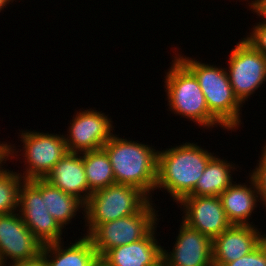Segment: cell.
I'll return each instance as SVG.
<instances>
[{
  "label": "cell",
  "mask_w": 266,
  "mask_h": 266,
  "mask_svg": "<svg viewBox=\"0 0 266 266\" xmlns=\"http://www.w3.org/2000/svg\"><path fill=\"white\" fill-rule=\"evenodd\" d=\"M178 204L184 214L182 221L211 240L232 225L219 196H186Z\"/></svg>",
  "instance_id": "obj_12"
},
{
  "label": "cell",
  "mask_w": 266,
  "mask_h": 266,
  "mask_svg": "<svg viewBox=\"0 0 266 266\" xmlns=\"http://www.w3.org/2000/svg\"><path fill=\"white\" fill-rule=\"evenodd\" d=\"M21 175L13 170H0V215L18 211Z\"/></svg>",
  "instance_id": "obj_22"
},
{
  "label": "cell",
  "mask_w": 266,
  "mask_h": 266,
  "mask_svg": "<svg viewBox=\"0 0 266 266\" xmlns=\"http://www.w3.org/2000/svg\"><path fill=\"white\" fill-rule=\"evenodd\" d=\"M3 266H47V265L43 255L40 254L36 258L30 260L10 263L8 265H3Z\"/></svg>",
  "instance_id": "obj_27"
},
{
  "label": "cell",
  "mask_w": 266,
  "mask_h": 266,
  "mask_svg": "<svg viewBox=\"0 0 266 266\" xmlns=\"http://www.w3.org/2000/svg\"><path fill=\"white\" fill-rule=\"evenodd\" d=\"M249 184L233 182L219 195L226 217L232 225H253L249 220L261 203L257 183L249 173ZM246 184V185H245Z\"/></svg>",
  "instance_id": "obj_16"
},
{
  "label": "cell",
  "mask_w": 266,
  "mask_h": 266,
  "mask_svg": "<svg viewBox=\"0 0 266 266\" xmlns=\"http://www.w3.org/2000/svg\"><path fill=\"white\" fill-rule=\"evenodd\" d=\"M213 156L207 163L193 191L187 196H219L233 181L236 164ZM232 171V172H231Z\"/></svg>",
  "instance_id": "obj_19"
},
{
  "label": "cell",
  "mask_w": 266,
  "mask_h": 266,
  "mask_svg": "<svg viewBox=\"0 0 266 266\" xmlns=\"http://www.w3.org/2000/svg\"><path fill=\"white\" fill-rule=\"evenodd\" d=\"M10 2L13 3L12 0H0V12L4 10V8H7L6 6L9 5Z\"/></svg>",
  "instance_id": "obj_29"
},
{
  "label": "cell",
  "mask_w": 266,
  "mask_h": 266,
  "mask_svg": "<svg viewBox=\"0 0 266 266\" xmlns=\"http://www.w3.org/2000/svg\"><path fill=\"white\" fill-rule=\"evenodd\" d=\"M42 196L48 212L63 229L72 222L77 212H85V203L81 199L65 193L45 179H42Z\"/></svg>",
  "instance_id": "obj_20"
},
{
  "label": "cell",
  "mask_w": 266,
  "mask_h": 266,
  "mask_svg": "<svg viewBox=\"0 0 266 266\" xmlns=\"http://www.w3.org/2000/svg\"><path fill=\"white\" fill-rule=\"evenodd\" d=\"M249 9L261 17V21L253 25L251 32L246 37H243L255 50L259 51L266 57V19L262 17L249 3Z\"/></svg>",
  "instance_id": "obj_23"
},
{
  "label": "cell",
  "mask_w": 266,
  "mask_h": 266,
  "mask_svg": "<svg viewBox=\"0 0 266 266\" xmlns=\"http://www.w3.org/2000/svg\"><path fill=\"white\" fill-rule=\"evenodd\" d=\"M4 143H5V141H4V142H1V141H0V147H1Z\"/></svg>",
  "instance_id": "obj_33"
},
{
  "label": "cell",
  "mask_w": 266,
  "mask_h": 266,
  "mask_svg": "<svg viewBox=\"0 0 266 266\" xmlns=\"http://www.w3.org/2000/svg\"><path fill=\"white\" fill-rule=\"evenodd\" d=\"M214 153L197 143L185 142L179 146L158 150L156 189H164L178 203L189 195L202 176Z\"/></svg>",
  "instance_id": "obj_1"
},
{
  "label": "cell",
  "mask_w": 266,
  "mask_h": 266,
  "mask_svg": "<svg viewBox=\"0 0 266 266\" xmlns=\"http://www.w3.org/2000/svg\"><path fill=\"white\" fill-rule=\"evenodd\" d=\"M41 254L47 266H95L100 260L92 241L84 234L68 247L63 240L44 244Z\"/></svg>",
  "instance_id": "obj_18"
},
{
  "label": "cell",
  "mask_w": 266,
  "mask_h": 266,
  "mask_svg": "<svg viewBox=\"0 0 266 266\" xmlns=\"http://www.w3.org/2000/svg\"><path fill=\"white\" fill-rule=\"evenodd\" d=\"M164 76L167 106L172 113L195 122L204 129L222 127L229 131L208 109L205 96L195 75L173 56Z\"/></svg>",
  "instance_id": "obj_3"
},
{
  "label": "cell",
  "mask_w": 266,
  "mask_h": 266,
  "mask_svg": "<svg viewBox=\"0 0 266 266\" xmlns=\"http://www.w3.org/2000/svg\"><path fill=\"white\" fill-rule=\"evenodd\" d=\"M247 2L262 16L266 19V0H251Z\"/></svg>",
  "instance_id": "obj_28"
},
{
  "label": "cell",
  "mask_w": 266,
  "mask_h": 266,
  "mask_svg": "<svg viewBox=\"0 0 266 266\" xmlns=\"http://www.w3.org/2000/svg\"><path fill=\"white\" fill-rule=\"evenodd\" d=\"M227 64L229 82L243 104L266 82V57L241 38L232 48Z\"/></svg>",
  "instance_id": "obj_8"
},
{
  "label": "cell",
  "mask_w": 266,
  "mask_h": 266,
  "mask_svg": "<svg viewBox=\"0 0 266 266\" xmlns=\"http://www.w3.org/2000/svg\"><path fill=\"white\" fill-rule=\"evenodd\" d=\"M173 250L162 247L165 266H213L212 240L181 221Z\"/></svg>",
  "instance_id": "obj_13"
},
{
  "label": "cell",
  "mask_w": 266,
  "mask_h": 266,
  "mask_svg": "<svg viewBox=\"0 0 266 266\" xmlns=\"http://www.w3.org/2000/svg\"><path fill=\"white\" fill-rule=\"evenodd\" d=\"M18 150L19 149H17L16 151V146H14V144L11 143L8 144L7 142H5L0 147V170L3 169L4 163L6 164V161L17 157L19 152Z\"/></svg>",
  "instance_id": "obj_26"
},
{
  "label": "cell",
  "mask_w": 266,
  "mask_h": 266,
  "mask_svg": "<svg viewBox=\"0 0 266 266\" xmlns=\"http://www.w3.org/2000/svg\"><path fill=\"white\" fill-rule=\"evenodd\" d=\"M151 200L140 212L97 224L87 235L101 258L108 250L145 238L158 224V211ZM158 220V221H157Z\"/></svg>",
  "instance_id": "obj_6"
},
{
  "label": "cell",
  "mask_w": 266,
  "mask_h": 266,
  "mask_svg": "<svg viewBox=\"0 0 266 266\" xmlns=\"http://www.w3.org/2000/svg\"><path fill=\"white\" fill-rule=\"evenodd\" d=\"M43 245L18 212L0 215L1 266L36 258L42 253Z\"/></svg>",
  "instance_id": "obj_11"
},
{
  "label": "cell",
  "mask_w": 266,
  "mask_h": 266,
  "mask_svg": "<svg viewBox=\"0 0 266 266\" xmlns=\"http://www.w3.org/2000/svg\"><path fill=\"white\" fill-rule=\"evenodd\" d=\"M157 226L143 239L108 250L100 260L107 266H153L162 258Z\"/></svg>",
  "instance_id": "obj_15"
},
{
  "label": "cell",
  "mask_w": 266,
  "mask_h": 266,
  "mask_svg": "<svg viewBox=\"0 0 266 266\" xmlns=\"http://www.w3.org/2000/svg\"><path fill=\"white\" fill-rule=\"evenodd\" d=\"M45 180L65 193L77 196L84 203L89 199L82 153L68 152L54 165Z\"/></svg>",
  "instance_id": "obj_17"
},
{
  "label": "cell",
  "mask_w": 266,
  "mask_h": 266,
  "mask_svg": "<svg viewBox=\"0 0 266 266\" xmlns=\"http://www.w3.org/2000/svg\"><path fill=\"white\" fill-rule=\"evenodd\" d=\"M261 148L263 149L259 156V163L257 162V165L250 174L254 177L257 183L260 201L262 206L264 205L266 209V143Z\"/></svg>",
  "instance_id": "obj_24"
},
{
  "label": "cell",
  "mask_w": 266,
  "mask_h": 266,
  "mask_svg": "<svg viewBox=\"0 0 266 266\" xmlns=\"http://www.w3.org/2000/svg\"><path fill=\"white\" fill-rule=\"evenodd\" d=\"M95 266H107L105 263H103L101 260H99Z\"/></svg>",
  "instance_id": "obj_32"
},
{
  "label": "cell",
  "mask_w": 266,
  "mask_h": 266,
  "mask_svg": "<svg viewBox=\"0 0 266 266\" xmlns=\"http://www.w3.org/2000/svg\"><path fill=\"white\" fill-rule=\"evenodd\" d=\"M224 266H266V251L259 244L253 251L243 257L226 263Z\"/></svg>",
  "instance_id": "obj_25"
},
{
  "label": "cell",
  "mask_w": 266,
  "mask_h": 266,
  "mask_svg": "<svg viewBox=\"0 0 266 266\" xmlns=\"http://www.w3.org/2000/svg\"><path fill=\"white\" fill-rule=\"evenodd\" d=\"M19 133L25 171L19 173L23 180L45 179L54 165L67 153L64 135L36 130H22Z\"/></svg>",
  "instance_id": "obj_7"
},
{
  "label": "cell",
  "mask_w": 266,
  "mask_h": 266,
  "mask_svg": "<svg viewBox=\"0 0 266 266\" xmlns=\"http://www.w3.org/2000/svg\"><path fill=\"white\" fill-rule=\"evenodd\" d=\"M89 197L98 189L116 184L111 162L103 149L82 153Z\"/></svg>",
  "instance_id": "obj_21"
},
{
  "label": "cell",
  "mask_w": 266,
  "mask_h": 266,
  "mask_svg": "<svg viewBox=\"0 0 266 266\" xmlns=\"http://www.w3.org/2000/svg\"><path fill=\"white\" fill-rule=\"evenodd\" d=\"M109 116L94 109H80L73 115L64 135L68 152L83 153L102 149L114 135L113 121Z\"/></svg>",
  "instance_id": "obj_10"
},
{
  "label": "cell",
  "mask_w": 266,
  "mask_h": 266,
  "mask_svg": "<svg viewBox=\"0 0 266 266\" xmlns=\"http://www.w3.org/2000/svg\"><path fill=\"white\" fill-rule=\"evenodd\" d=\"M153 266H165V263L163 261V259L161 258L155 265Z\"/></svg>",
  "instance_id": "obj_31"
},
{
  "label": "cell",
  "mask_w": 266,
  "mask_h": 266,
  "mask_svg": "<svg viewBox=\"0 0 266 266\" xmlns=\"http://www.w3.org/2000/svg\"><path fill=\"white\" fill-rule=\"evenodd\" d=\"M137 142L114 134L102 149L111 162L116 184L138 188L152 200L157 179L158 150L147 143Z\"/></svg>",
  "instance_id": "obj_2"
},
{
  "label": "cell",
  "mask_w": 266,
  "mask_h": 266,
  "mask_svg": "<svg viewBox=\"0 0 266 266\" xmlns=\"http://www.w3.org/2000/svg\"><path fill=\"white\" fill-rule=\"evenodd\" d=\"M260 244L263 246V248L266 251V234L264 232H261Z\"/></svg>",
  "instance_id": "obj_30"
},
{
  "label": "cell",
  "mask_w": 266,
  "mask_h": 266,
  "mask_svg": "<svg viewBox=\"0 0 266 266\" xmlns=\"http://www.w3.org/2000/svg\"><path fill=\"white\" fill-rule=\"evenodd\" d=\"M175 56L195 75L209 111L230 131L241 126L243 104L235 96L226 68L202 63L194 58ZM241 110V111H240Z\"/></svg>",
  "instance_id": "obj_4"
},
{
  "label": "cell",
  "mask_w": 266,
  "mask_h": 266,
  "mask_svg": "<svg viewBox=\"0 0 266 266\" xmlns=\"http://www.w3.org/2000/svg\"><path fill=\"white\" fill-rule=\"evenodd\" d=\"M151 199L141 190L124 184H113L95 190L85 203L83 218L88 234L97 224L114 221L140 212Z\"/></svg>",
  "instance_id": "obj_5"
},
{
  "label": "cell",
  "mask_w": 266,
  "mask_h": 266,
  "mask_svg": "<svg viewBox=\"0 0 266 266\" xmlns=\"http://www.w3.org/2000/svg\"><path fill=\"white\" fill-rule=\"evenodd\" d=\"M17 212L42 244L59 242L63 239V228L48 212L45 205V198L42 196V179L22 181Z\"/></svg>",
  "instance_id": "obj_9"
},
{
  "label": "cell",
  "mask_w": 266,
  "mask_h": 266,
  "mask_svg": "<svg viewBox=\"0 0 266 266\" xmlns=\"http://www.w3.org/2000/svg\"><path fill=\"white\" fill-rule=\"evenodd\" d=\"M254 225H231L212 240L213 266H224L249 254L260 244L261 232Z\"/></svg>",
  "instance_id": "obj_14"
}]
</instances>
